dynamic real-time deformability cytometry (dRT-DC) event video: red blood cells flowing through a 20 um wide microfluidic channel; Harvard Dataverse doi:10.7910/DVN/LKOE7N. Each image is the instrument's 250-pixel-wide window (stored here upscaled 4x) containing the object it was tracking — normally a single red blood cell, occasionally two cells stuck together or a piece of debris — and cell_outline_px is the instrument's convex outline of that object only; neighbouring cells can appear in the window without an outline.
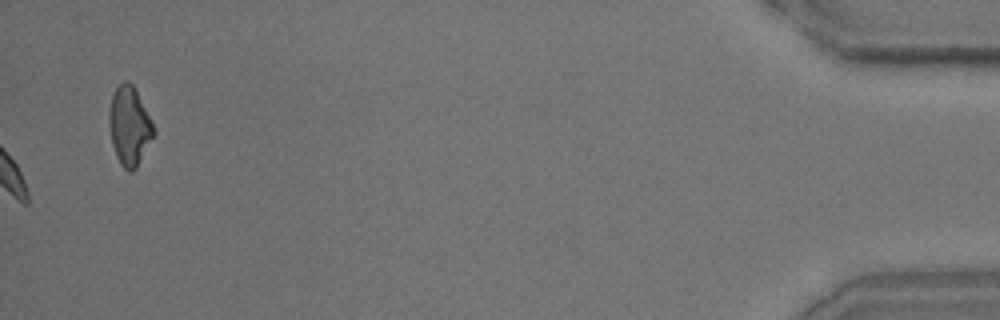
{"species": "common noctule bat (a hibernating species)", "species_latin": "Nyctalus noctula", "temperature_condition": "room temperature", "stored_images_in_passage": 46, "camera_frame_rate_fps": 3000, "um_per_image_px": 0.085, "animal": {"sex": "male", "body_mass_g": 15.6}, "frame": {"image": 1, "passage_image": 46, "time_ms": 15.0, "image_size_px": [1000, 320], "cell_outline_px": [[156, 132], [136, 168], [132, 172], [128, 172], [120, 164], [116, 156], [112, 144], [108, 124], [108, 116], [112, 96], [116, 88], [124, 80], [128, 80], [132, 84], [152, 120]], "centroid_in_image_um": [11.0, 10.72], "position_along_channel_um": 424.2, "area_um2": 20.46}}